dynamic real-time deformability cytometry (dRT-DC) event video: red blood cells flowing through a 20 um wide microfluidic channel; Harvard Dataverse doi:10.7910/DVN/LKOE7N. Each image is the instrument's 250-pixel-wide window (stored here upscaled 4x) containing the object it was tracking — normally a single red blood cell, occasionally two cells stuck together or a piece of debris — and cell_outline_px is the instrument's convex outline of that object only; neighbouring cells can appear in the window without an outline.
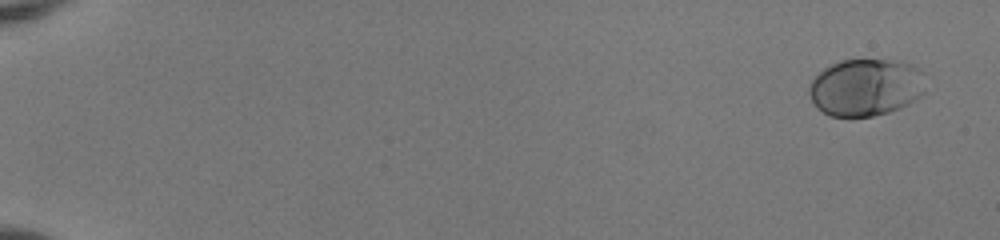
{"species": "human", "species_latin": "Homo sapiens", "temperature_condition": "room temperature", "stored_images_in_passage": 54, "camera_frame_rate_fps": 3000, "um_per_image_px": 0.085, "donor": {"sex": "female"}, "frame": {"image": 1, "passage_image": 3, "time_ms": 0.667, "image_size_px": [1000, 240], "cell_outline_px": [[924, 92], [920, 96], [908, 104], [900, 108], [888, 112], [872, 116], [828, 116], [816, 108], [808, 92], [808, 88], [812, 80], [824, 68], [840, 60], [904, 60], [920, 68], [924, 72]], "centroid_in_image_um": [73.61, 7.41], "position_along_channel_um": 11.4, "area_um2": 39.19}}
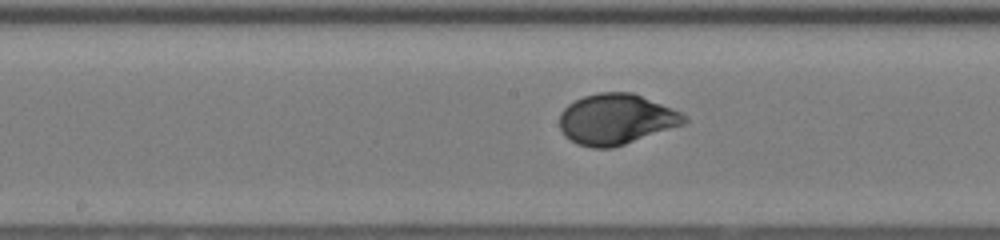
{"frame": {"image": 2, "passage_image": 31, "time_ms": 10.0, "image_size_px": [1000, 240], "cell_outline_px": [[688, 120], [684, 124], [612, 148], [592, 148], [576, 144], [564, 136], [560, 128], [560, 112], [568, 104], [584, 96], [600, 92], [632, 92], [672, 108], [688, 116]], "centroid_in_image_um": [52.35, 10.14], "position_along_channel_um": 195.8, "area_um2": 36.7}}
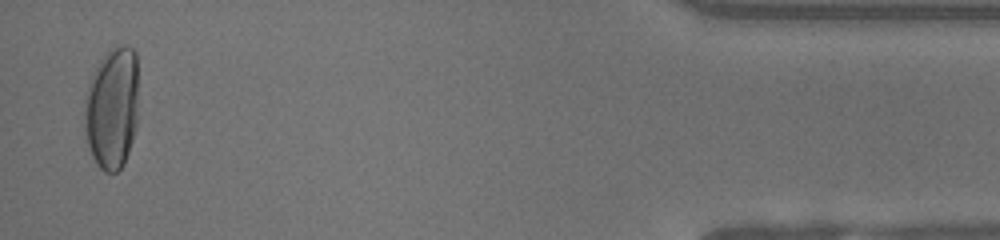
{"frame": {"image": 3, "passage_image": 53, "time_ms": 17.333, "image_size_px": [1000, 240], "cell_outline_px": [[136, 124], [132, 140], [124, 164], [116, 172], [104, 172], [96, 164], [88, 148], [84, 112], [88, 88], [92, 76], [100, 60], [112, 48], [120, 44], [124, 44], [132, 48], [136, 52]], "centroid_in_image_um": [9.52, 9.21], "position_along_channel_um": 425.7, "area_um2": 37.8}, "authors_computed_cell_mechanics": {"area_um2": 36.414, "velocity_mm_per_s": 4.0219, "shape_relaxation_time_tau1_ms": 3.5719, "shape_relaxation_time_tau2_ms": null, "deformation_change_tau1": 0.1866, "deformation_change_tau2": null}}